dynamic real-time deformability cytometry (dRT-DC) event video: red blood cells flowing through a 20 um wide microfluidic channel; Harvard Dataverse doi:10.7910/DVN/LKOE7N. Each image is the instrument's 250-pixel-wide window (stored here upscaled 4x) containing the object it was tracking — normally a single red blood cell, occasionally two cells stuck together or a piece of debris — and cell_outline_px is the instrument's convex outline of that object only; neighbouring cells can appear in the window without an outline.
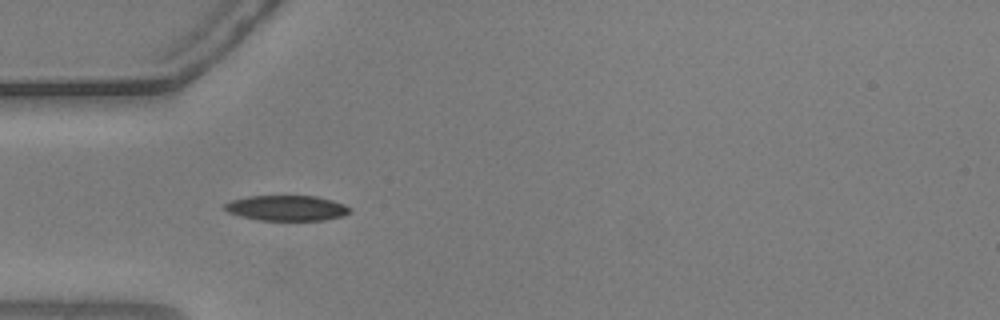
{"species": "common noctule bat (a hibernating species)", "species_latin": "Nyctalus noctula", "temperature_condition": "warm", "stored_images_in_passage": 36, "camera_frame_rate_fps": 3000, "um_per_image_px": 0.085, "animal": {"sex": "male", "body_mass_g": 20.5, "forearm_length_mm": 52.5}, "frame": {"image": 1, "passage_image": 1, "time_ms": 0.0, "image_size_px": [1000, 320], "cell_outline_px": [[352, 212], [340, 216], [324, 220], [260, 220], [240, 216], [228, 212], [224, 208], [224, 204], [232, 200], [248, 196], [316, 196], [332, 200], [344, 204], [352, 208]], "centroid_in_image_um": [24.39, 17.68], "position_along_channel_um": 60.6, "area_um2": 18.44}}
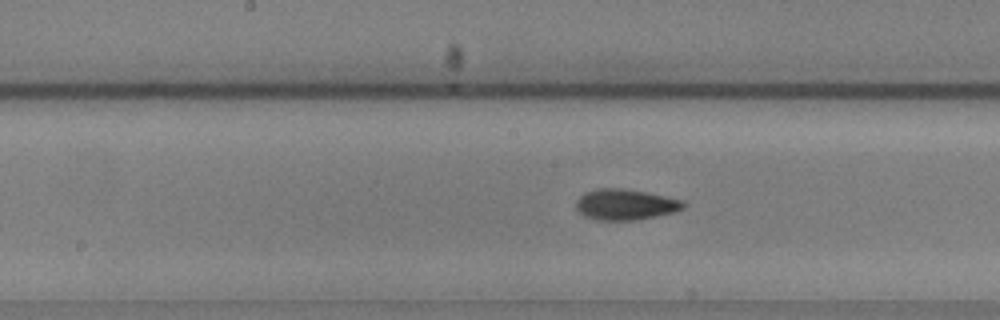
{"frame": {"image": 2, "passage_image": 12, "time_ms": 3.667, "image_size_px": [1000, 320], "cell_outline_px": [[684, 208], [672, 212], [656, 216], [636, 220], [596, 220], [584, 216], [576, 208], [576, 200], [584, 192], [596, 188], [624, 188], [684, 200]], "centroid_in_image_um": [53.11, 17.38], "position_along_channel_um": 195.1, "area_um2": 19.25}}
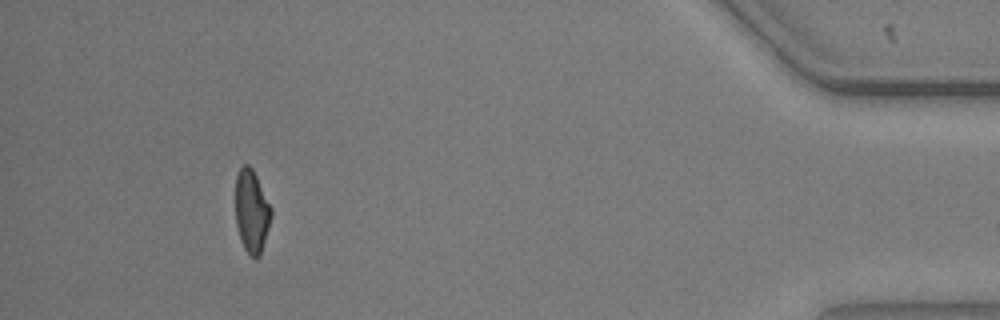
{"frame": {"image": 3, "passage_image": 35, "time_ms": 11.333, "image_size_px": [1000, 320], "cell_outline_px": [[272, 216], [260, 256], [256, 260], [244, 248], [240, 240], [236, 224], [236, 176], [240, 168], [244, 164], [248, 164], [252, 168], [272, 208]], "centroid_in_image_um": [21.39, 17.97], "position_along_channel_um": 413.8, "area_um2": 17.22}}